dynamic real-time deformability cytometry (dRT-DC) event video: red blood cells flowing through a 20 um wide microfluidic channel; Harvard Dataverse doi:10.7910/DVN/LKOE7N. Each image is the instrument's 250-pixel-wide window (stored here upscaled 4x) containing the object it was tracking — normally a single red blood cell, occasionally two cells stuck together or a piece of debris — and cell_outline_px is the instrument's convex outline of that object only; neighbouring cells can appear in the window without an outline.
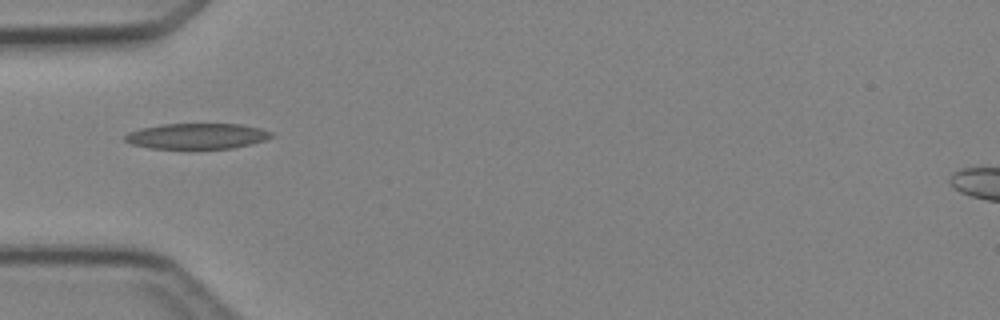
{"species": "Egyptian fruit bat (a non-hibernating species)", "species_latin": "Rousettus aegyptiacus", "temperature_condition": "cold", "stored_images_in_passage": 4, "camera_frame_rate_fps": 3000, "um_per_image_px": 0.085, "animal": {"sex": "female"}, "frame": {"image": 1, "passage_image": 4, "time_ms": 4.333, "image_size_px": [1000, 320], "cell_outline_px": [[272, 136], [264, 140], [252, 144], [232, 148], [148, 148], [132, 144], [124, 140], [124, 136], [128, 132], [140, 128], [160, 124], [240, 124], [260, 128], [272, 132]], "centroid_in_image_um": [16.71, 11.56], "position_along_channel_um": 68.3, "area_um2": 21.79}}